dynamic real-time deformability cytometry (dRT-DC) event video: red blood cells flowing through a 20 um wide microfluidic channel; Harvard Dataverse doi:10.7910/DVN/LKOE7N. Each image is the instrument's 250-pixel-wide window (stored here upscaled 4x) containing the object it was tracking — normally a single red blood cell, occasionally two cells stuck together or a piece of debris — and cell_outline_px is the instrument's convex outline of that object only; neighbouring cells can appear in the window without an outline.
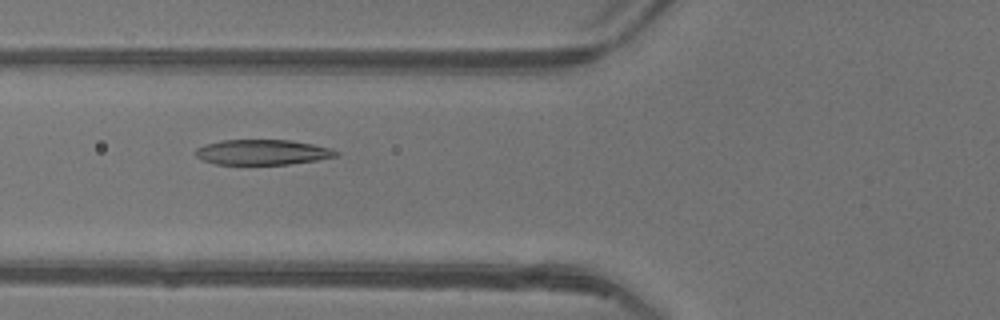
{"species": "common noctule bat (a hibernating species)", "species_latin": "Nyctalus noctula", "temperature_condition": "warm", "stored_images_in_passage": 32, "camera_frame_rate_fps": 3000, "um_per_image_px": 0.085, "animal": {"sex": "female"}, "frame": {"image": 1, "passage_image": 4, "time_ms": 1.0, "image_size_px": [1000, 320], "cell_outline_px": [[340, 156], [316, 160], [288, 164], [216, 164], [204, 160], [196, 156], [192, 152], [196, 148], [204, 144], [220, 140], [288, 140], [312, 144], [332, 148], [340, 152]], "centroid_in_image_um": [22.3, 12.93], "position_along_channel_um": 103.5, "area_um2": 20.75}}
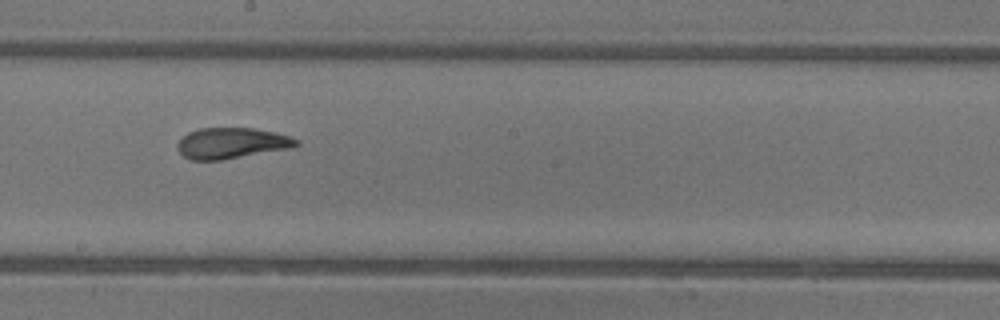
{"frame": {"image": 2, "passage_image": 13, "time_ms": 4.0, "image_size_px": [1000, 320], "cell_outline_px": [[300, 144], [288, 148], [220, 160], [192, 160], [184, 156], [176, 148], [176, 144], [188, 132], [200, 128], [252, 128], [276, 132], [300, 140]], "centroid_in_image_um": [19.66, 12.16], "position_along_channel_um": 228.5, "area_um2": 21.15}}
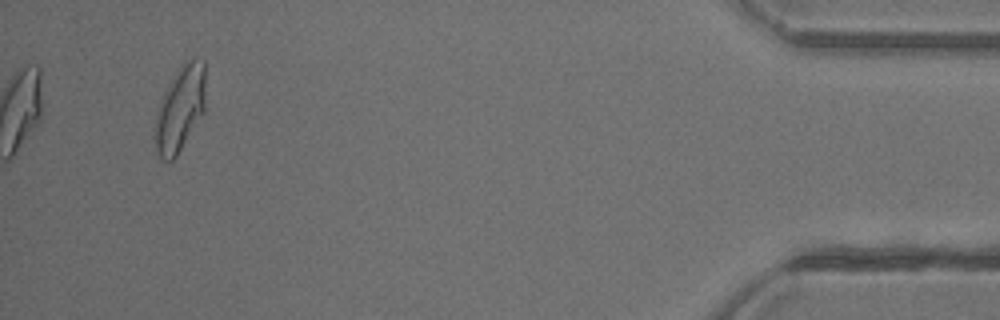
{"frame": {"image": 3, "passage_image": 32, "time_ms": 10.333, "image_size_px": [1000, 320], "cell_outline_px": [[204, 112], [176, 156], [168, 164], [156, 152], [152, 132], [156, 112], [160, 100], [164, 92], [180, 64], [196, 56], [204, 60]], "centroid_in_image_um": [15.26, 9.25], "position_along_channel_um": 419.9, "area_um2": 25.49}, "authors_computed_cell_mechanics": {"area_um2": 21.7039, "velocity_mm_per_s": 4.1546, "shape_relaxation_time_tau1_ms": 4.9626, "shape_relaxation_time_tau2_ms": 1.0247, "deformation_change_tau1": 0.1979, "deformation_change_tau2": 0.0656}}